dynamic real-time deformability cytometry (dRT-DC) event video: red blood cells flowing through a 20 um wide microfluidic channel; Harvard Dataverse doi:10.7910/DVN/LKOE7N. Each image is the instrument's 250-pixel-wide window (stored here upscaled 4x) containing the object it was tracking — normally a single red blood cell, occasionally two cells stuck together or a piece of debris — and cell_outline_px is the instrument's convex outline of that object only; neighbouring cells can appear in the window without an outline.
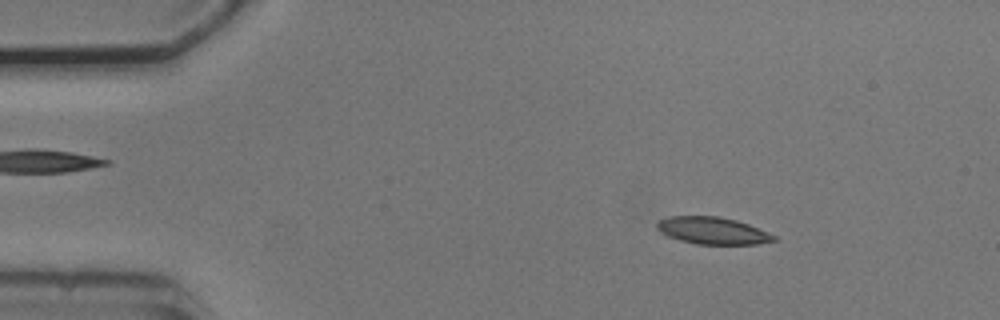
{"species": "common noctule bat (a hibernating species)", "species_latin": "Nyctalus noctula", "temperature_condition": "cold", "stored_images_in_passage": 15, "camera_frame_rate_fps": 3000, "um_per_image_px": 0.085, "animal": {"sex": "male", "body_mass_g": 20.5, "forearm_length_mm": 52.5}, "frame": {"image": 1, "passage_image": 7, "time_ms": 2.0, "image_size_px": [1000, 320], "cell_outline_px": [[780, 240], [756, 244], [696, 244], [664, 236], [656, 228], [656, 224], [660, 220], [668, 216], [720, 216], [736, 220], [748, 224], [768, 232], [776, 236]], "centroid_in_image_um": [60.56, 19.61], "position_along_channel_um": 24.4, "area_um2": 18.67}}